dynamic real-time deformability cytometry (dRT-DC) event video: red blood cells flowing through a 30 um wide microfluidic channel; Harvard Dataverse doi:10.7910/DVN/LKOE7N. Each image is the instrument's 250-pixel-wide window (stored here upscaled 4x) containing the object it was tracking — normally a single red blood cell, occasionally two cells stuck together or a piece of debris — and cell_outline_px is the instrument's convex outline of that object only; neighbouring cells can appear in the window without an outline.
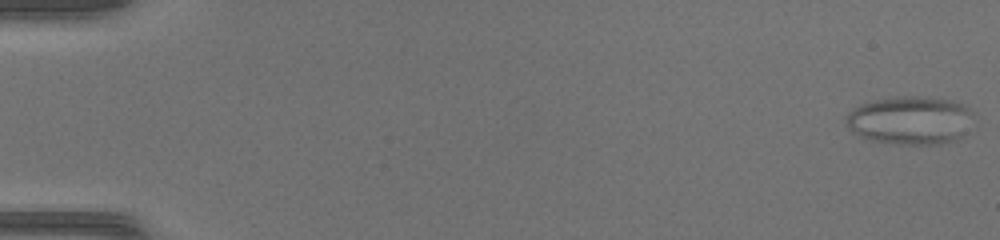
{"species": "common noctule bat (a hibernating species)", "species_latin": "Nyctalus noctula", "temperature_condition": "warm", "stored_images_in_passage": 50, "camera_frame_rate_fps": 3000, "um_per_image_px": 0.085, "animal": {"sex": "female", "body_mass_g": 17.0, "forearm_length_mm": 48.0}, "frame": {"image": 1, "passage_image": 1, "time_ms": 0.0, "image_size_px": [1000, 240], "cell_outline_px": [[976, 112], [964, 132], [956, 140], [940, 144], [900, 144], [872, 140], [860, 136], [852, 132], [848, 128], [848, 112], [860, 104], [892, 96], [924, 96], [952, 100]], "centroid_in_image_um": [77.38, 10.21], "position_along_channel_um": 7.6, "area_um2": 35.78}}
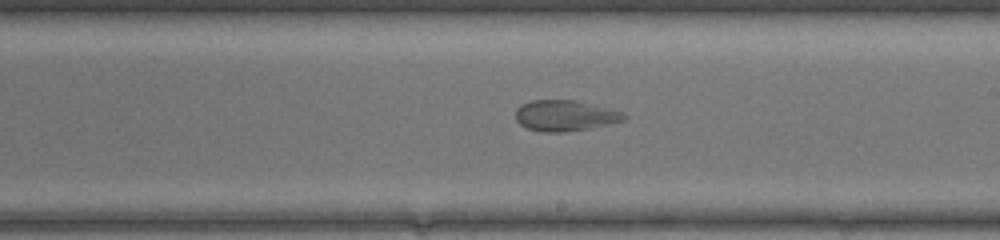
{"frame": {"image": 2, "passage_image": 30, "time_ms": 9.667, "image_size_px": [1000, 240], "cell_outline_px": [[628, 116], [624, 120], [608, 124], [568, 132], [540, 132], [528, 128], [520, 124], [516, 120], [516, 108], [520, 104], [532, 100], [576, 100], [624, 112]], "centroid_in_image_um": [48.01, 9.82], "position_along_channel_um": 241.0, "area_um2": 19.54}}
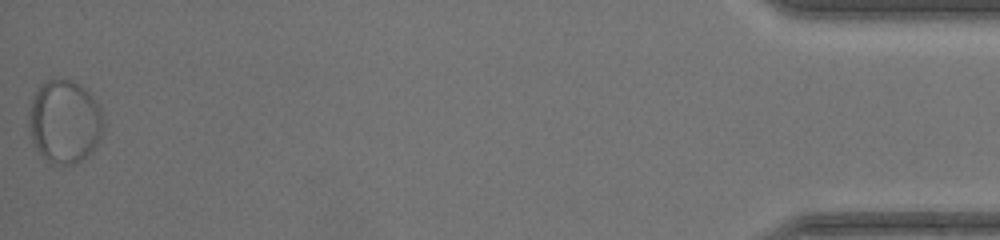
{"frame": {"image": 3, "passage_image": 50, "time_ms": 16.333, "image_size_px": [1000, 240], "cell_outline_px": [[104, 128], [92, 152], [88, 156], [76, 164], [52, 164], [36, 148], [32, 140], [28, 120], [28, 112], [36, 88], [40, 84], [48, 80], [72, 80], [80, 84], [92, 96], [100, 108]], "centroid_in_image_um": [5.48, 10.34], "position_along_channel_um": 429.7, "area_um2": 36.13}}